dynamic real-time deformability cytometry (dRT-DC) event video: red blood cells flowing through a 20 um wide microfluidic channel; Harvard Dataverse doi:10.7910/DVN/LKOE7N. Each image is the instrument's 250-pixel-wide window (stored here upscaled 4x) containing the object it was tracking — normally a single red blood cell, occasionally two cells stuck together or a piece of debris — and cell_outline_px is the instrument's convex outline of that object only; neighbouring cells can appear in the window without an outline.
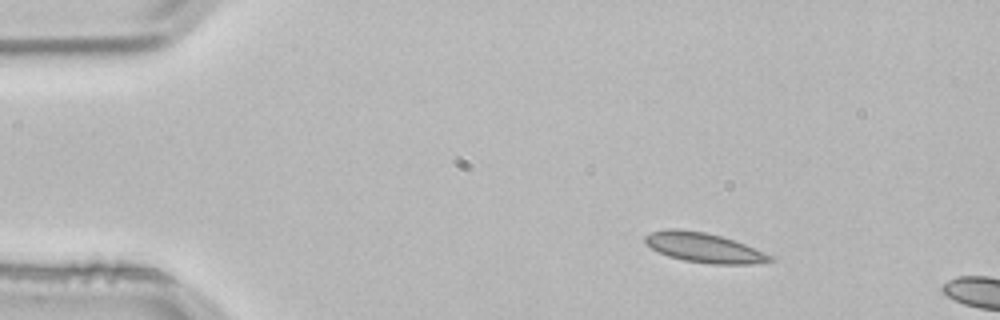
{"species": "common noctule bat (a hibernating species)", "species_latin": "Nyctalus noctula", "temperature_condition": "room temperature", "stored_images_in_passage": 2, "camera_frame_rate_fps": 3000, "um_per_image_px": 0.085, "animal": {"sex": "male", "body_mass_g": 21.5, "forearm_length_mm": 52.0}, "frame": {"image": 1, "passage_image": 1, "time_ms": 0.0, "image_size_px": [1000, 320], "cell_outline_px": [[776, 260], [752, 264], [712, 264], [684, 260], [668, 256], [644, 244], [644, 236], [652, 232], [668, 228], [676, 228], [704, 232], [720, 236], [744, 244], [776, 256]], "centroid_in_image_um": [59.85, 21.05], "position_along_channel_um": 25.1, "area_um2": 21.62}}